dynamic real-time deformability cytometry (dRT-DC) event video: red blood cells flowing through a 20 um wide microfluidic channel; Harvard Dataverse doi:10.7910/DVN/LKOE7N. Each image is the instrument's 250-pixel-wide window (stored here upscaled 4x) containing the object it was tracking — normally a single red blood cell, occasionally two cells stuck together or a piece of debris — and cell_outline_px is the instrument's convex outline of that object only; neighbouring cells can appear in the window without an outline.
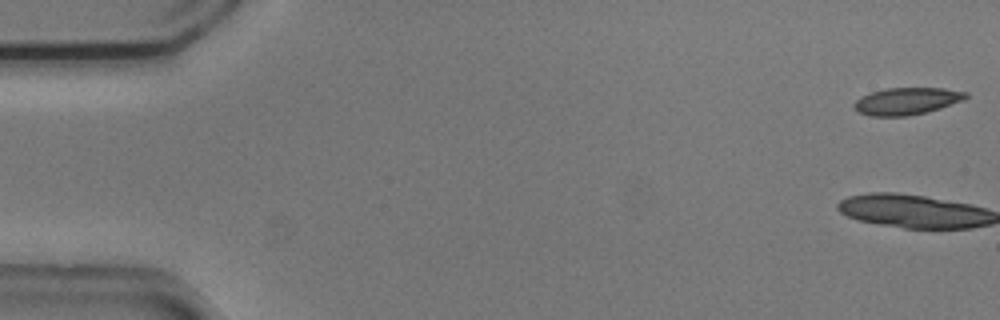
{"species": "common noctule bat (a hibernating species)", "species_latin": "Nyctalus noctula", "temperature_condition": "cold", "stored_images_in_passage": 11, "camera_frame_rate_fps": 3000, "um_per_image_px": 0.085, "animal": {"sex": "male", "body_mass_g": 20.5, "forearm_length_mm": 52.5}, "frame": {"image": 1, "passage_image": 1, "time_ms": 0.0, "image_size_px": [1000, 320], "cell_outline_px": [[968, 96], [964, 100], [940, 108], [908, 116], [872, 116], [860, 112], [852, 104], [860, 96], [884, 88], [944, 88], [968, 92]], "centroid_in_image_um": [77.09, 8.58], "position_along_channel_um": 7.9, "area_um2": 17.57}}